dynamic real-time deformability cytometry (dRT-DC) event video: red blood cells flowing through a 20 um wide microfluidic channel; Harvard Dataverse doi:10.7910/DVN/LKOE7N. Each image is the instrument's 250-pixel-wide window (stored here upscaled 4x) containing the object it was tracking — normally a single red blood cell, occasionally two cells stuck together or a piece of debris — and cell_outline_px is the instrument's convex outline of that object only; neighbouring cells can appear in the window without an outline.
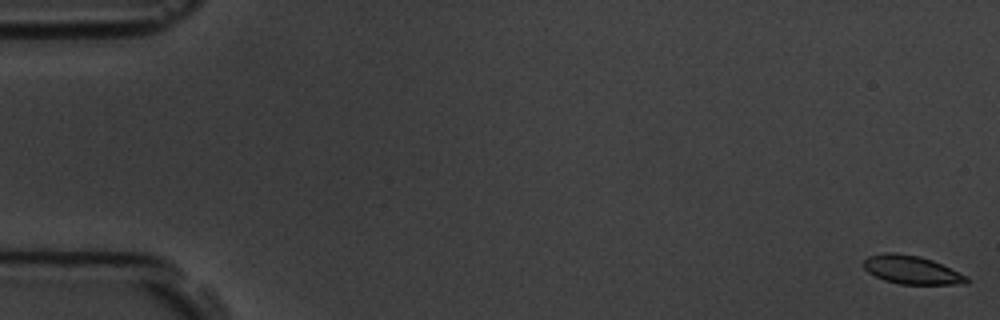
{"species": "common noctule bat (a hibernating species)", "species_latin": "Nyctalus noctula", "temperature_condition": "room temperature", "stored_images_in_passage": 5, "camera_frame_rate_fps": 3000, "um_per_image_px": 0.085, "animal": {"sex": "male", "body_mass_g": 19.5, "forearm_length_mm": 54.6}, "frame": {"image": 1, "passage_image": 1, "time_ms": 0.0, "image_size_px": [1000, 320], "cell_outline_px": [[972, 280], [968, 284], [900, 284], [884, 280], [868, 272], [864, 268], [864, 260], [868, 256], [884, 252], [892, 252], [916, 256], [932, 260], [968, 276]], "centroid_in_image_um": [77.52, 22.95], "position_along_channel_um": 7.5, "area_um2": 16.99}}
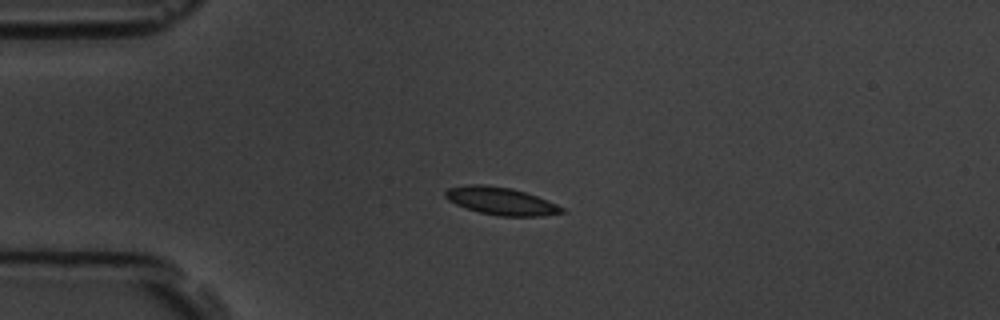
{"frame": {"image": 2, "passage_image": 4, "time_ms": 4.333, "image_size_px": [1000, 320], "cell_outline_px": [[568, 212], [544, 216], [496, 216], [480, 212], [456, 204], [448, 200], [444, 196], [444, 192], [448, 188], [468, 184], [480, 184], [512, 188], [536, 196], [556, 204], [564, 208]], "centroid_in_image_um": [42.59, 17.09], "position_along_channel_um": 42.4, "area_um2": 18.73}}